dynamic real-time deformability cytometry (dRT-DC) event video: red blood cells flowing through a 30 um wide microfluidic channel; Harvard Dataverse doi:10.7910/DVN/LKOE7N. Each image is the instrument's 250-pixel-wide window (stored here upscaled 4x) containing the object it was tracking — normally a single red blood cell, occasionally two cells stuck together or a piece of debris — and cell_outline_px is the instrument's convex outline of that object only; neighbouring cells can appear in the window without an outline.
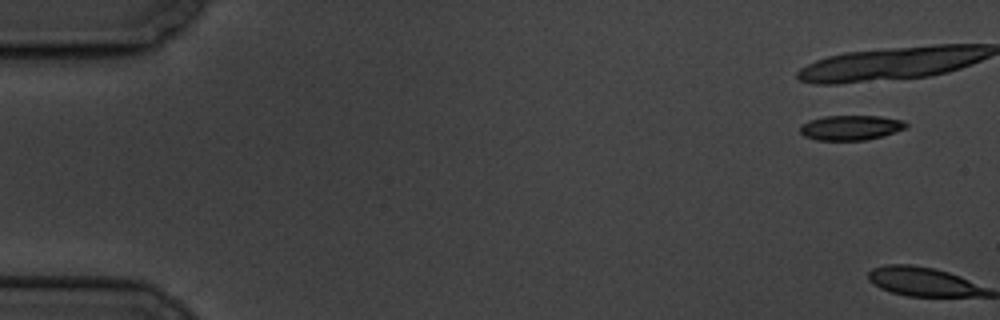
{"species": "common noctule bat (a hibernating species)", "species_latin": "Nyctalus noctula", "temperature_condition": "cold", "stored_images_in_passage": 7, "camera_frame_rate_fps": 3000, "um_per_image_px": 0.085, "animal": {"sex": "male", "body_mass_g": 19.5, "forearm_length_mm": 54.6}, "frame": {"image": 1, "passage_image": 1, "time_ms": 0.0, "image_size_px": [1000, 320], "cell_outline_px": [[908, 128], [884, 136], [864, 140], [816, 140], [804, 136], [800, 132], [800, 124], [808, 120], [824, 116], [880, 116], [904, 120], [908, 124]], "centroid_in_image_um": [72.33, 10.85], "position_along_channel_um": 12.7, "area_um2": 15.61}}